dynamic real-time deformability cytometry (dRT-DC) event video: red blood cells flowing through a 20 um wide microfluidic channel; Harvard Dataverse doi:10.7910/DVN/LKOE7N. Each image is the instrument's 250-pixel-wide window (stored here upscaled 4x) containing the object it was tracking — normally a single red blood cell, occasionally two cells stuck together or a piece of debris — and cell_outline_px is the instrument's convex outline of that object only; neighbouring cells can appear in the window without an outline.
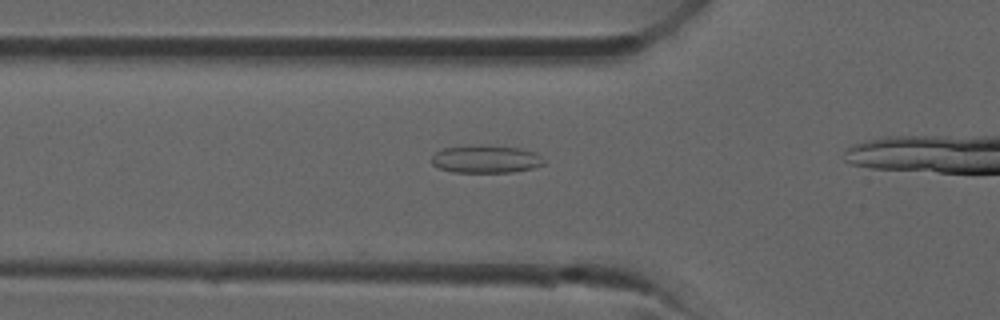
{"species": "common noctule bat (a hibernating species)", "species_latin": "Nyctalus noctula", "temperature_condition": "room temperature", "stored_images_in_passage": 10, "camera_frame_rate_fps": 3000, "um_per_image_px": 0.085, "animal": {"sex": "male", "forearm_length_mm": 52.5}, "frame": {"image": 1, "passage_image": 7, "time_ms": 2.0, "image_size_px": [1000, 320], "cell_outline_px": [[544, 164], [532, 168], [512, 172], [452, 172], [440, 168], [432, 164], [432, 156], [436, 152], [444, 148], [520, 148], [536, 152], [544, 160]], "centroid_in_image_um": [41.33, 13.58], "position_along_channel_um": 84.5, "area_um2": 17.11}}
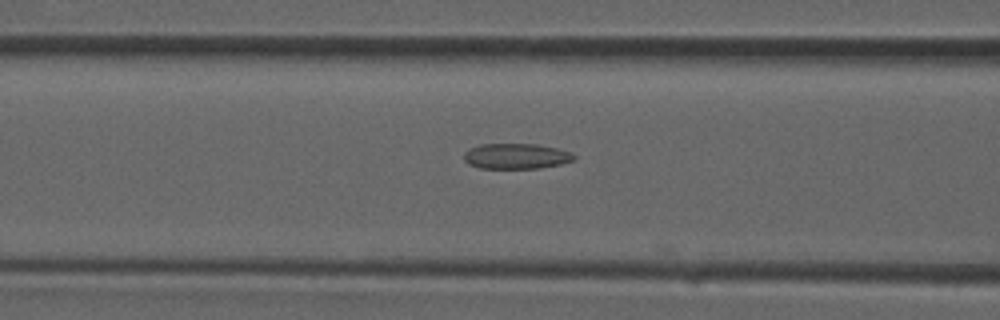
{"frame": {"image": 2, "passage_image": 9, "time_ms": 2.667, "image_size_px": [1000, 320], "cell_outline_px": [[576, 160], [560, 164], [540, 168], [480, 168], [468, 164], [464, 160], [464, 152], [468, 148], [480, 144], [536, 144], [556, 148], [572, 152], [576, 156]], "centroid_in_image_um": [43.87, 13.27], "position_along_channel_um": 122.7, "area_um2": 16.47}}